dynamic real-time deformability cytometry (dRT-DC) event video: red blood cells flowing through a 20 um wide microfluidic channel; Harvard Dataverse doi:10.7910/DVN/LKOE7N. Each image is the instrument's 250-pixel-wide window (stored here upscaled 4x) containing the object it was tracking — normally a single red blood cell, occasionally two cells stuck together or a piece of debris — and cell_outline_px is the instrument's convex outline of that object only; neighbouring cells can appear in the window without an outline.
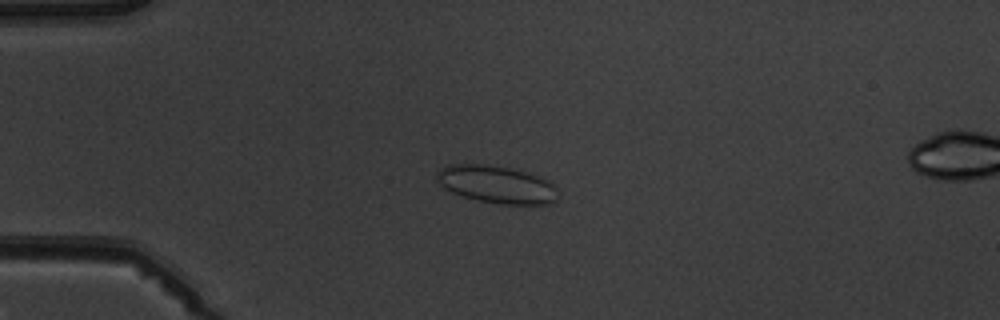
{"species": "common noctule bat (a hibernating species)", "species_latin": "Nyctalus noctula", "temperature_condition": "warm", "stored_images_in_passage": 8, "camera_frame_rate_fps": 3000, "um_per_image_px": 0.085, "animal": {"sex": "male", "body_mass_g": 19.5, "forearm_length_mm": 54.6}, "frame": {"image": 1, "passage_image": 4, "time_ms": 4.333, "image_size_px": [1000, 320], "cell_outline_px": [[556, 200], [552, 204], [500, 204], [476, 200], [452, 192], [444, 188], [436, 180], [436, 172], [440, 168], [448, 164], [484, 164], [508, 168], [540, 176], [556, 184]], "centroid_in_image_um": [42.2, 15.68], "position_along_channel_um": 42.8, "area_um2": 26.59}}
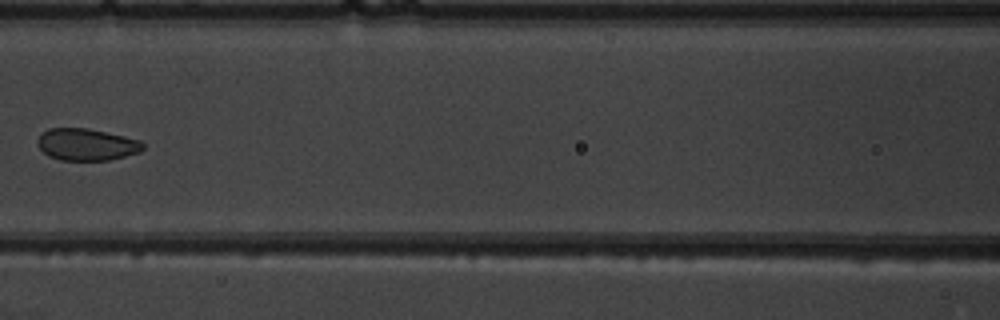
{"frame": {"image": 2, "passage_image": 7, "time_ms": 8.0, "image_size_px": [1000, 320], "cell_outline_px": [[144, 148], [140, 152], [108, 160], [60, 160], [48, 156], [36, 144], [36, 140], [40, 132], [48, 128], [88, 128], [124, 136], [140, 140], [144, 144]], "centroid_in_image_um": [7.32, 12.27], "position_along_channel_um": 159.3, "area_um2": 19.77}}
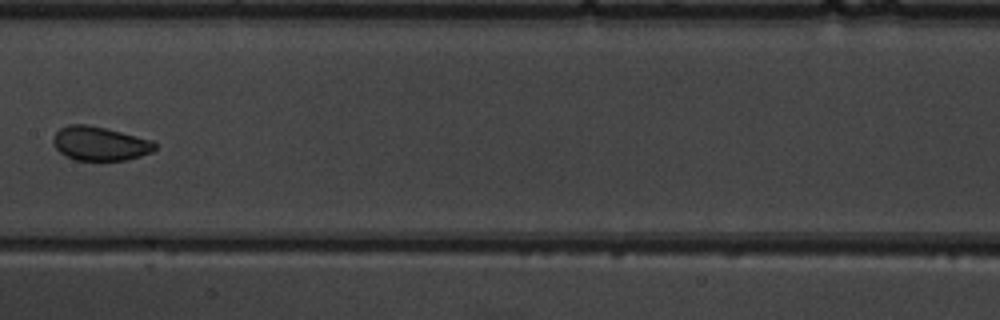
{"frame": {"image": 3, "passage_image": 8, "time_ms": 9.0, "image_size_px": [1000, 320], "cell_outline_px": [[156, 148], [152, 152], [140, 156], [124, 160], [76, 160], [64, 156], [52, 144], [52, 140], [56, 132], [60, 128], [68, 124], [88, 124], [152, 140], [156, 144]], "centroid_in_image_um": [8.46, 12.2], "position_along_channel_um": 198.9, "area_um2": 20.11}}